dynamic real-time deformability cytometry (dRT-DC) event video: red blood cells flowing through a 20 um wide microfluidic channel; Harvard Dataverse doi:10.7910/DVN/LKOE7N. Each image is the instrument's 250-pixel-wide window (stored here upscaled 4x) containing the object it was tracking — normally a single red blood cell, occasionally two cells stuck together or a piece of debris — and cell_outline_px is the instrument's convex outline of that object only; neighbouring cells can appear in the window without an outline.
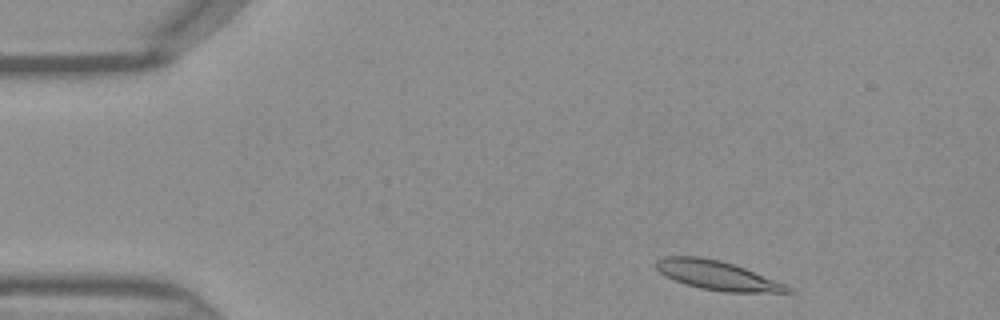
{"species": "Egyptian fruit bat (a non-hibernating species)", "species_latin": "Rousettus aegyptiacus", "temperature_condition": "warm", "stored_images_in_passage": 40, "camera_frame_rate_fps": 3000, "um_per_image_px": 0.085, "frame": {"image": 1, "passage_image": 1, "time_ms": 0.0, "image_size_px": [1000, 320], "cell_outline_px": [[792, 292], [724, 292], [700, 288], [676, 280], [660, 272], [656, 268], [656, 260], [664, 256], [700, 256], [720, 260], [744, 268], [784, 284], [792, 288]], "centroid_in_image_um": [60.93, 23.39], "position_along_channel_um": 24.1, "area_um2": 21.85}}
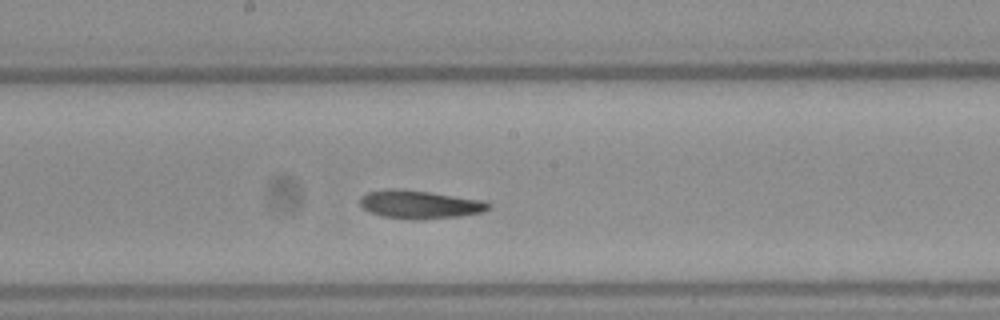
{"frame": {"image": 2, "passage_image": 19, "time_ms": 6.0, "image_size_px": [1000, 320], "cell_outline_px": [[492, 204], [484, 212], [460, 216], [420, 220], [412, 220], [384, 216], [368, 212], [360, 204], [360, 196], [368, 192], [388, 188], [392, 188], [428, 192], [484, 200]], "centroid_in_image_um": [35.67, 17.38], "position_along_channel_um": 212.5, "area_um2": 21.21}}
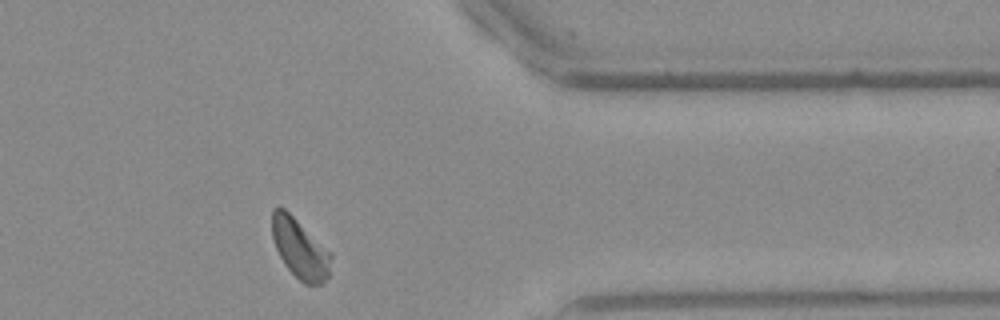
{"frame": {"image": 3, "passage_image": 32, "time_ms": 10.333, "image_size_px": [1000, 320], "cell_outline_px": [[332, 256], [328, 276], [320, 284], [304, 284], [284, 264], [276, 248], [272, 236], [272, 208], [284, 208], [332, 252]], "centroid_in_image_um": [25.5, 21.12], "position_along_channel_um": 385.9, "area_um2": 20.29}}